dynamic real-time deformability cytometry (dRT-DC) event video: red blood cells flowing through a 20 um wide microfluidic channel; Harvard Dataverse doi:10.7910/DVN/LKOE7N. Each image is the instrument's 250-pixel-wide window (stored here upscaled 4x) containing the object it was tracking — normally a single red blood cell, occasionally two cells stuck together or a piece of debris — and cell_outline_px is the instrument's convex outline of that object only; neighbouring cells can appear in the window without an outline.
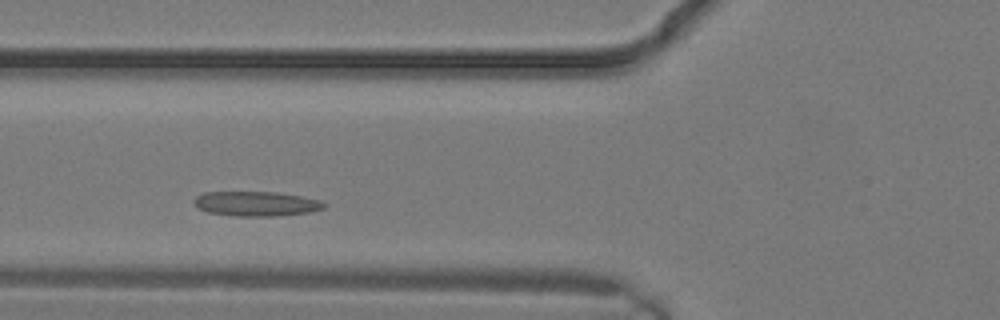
{"species": "common noctule bat (a hibernating species)", "species_latin": "Nyctalus noctula", "temperature_condition": "warm", "stored_images_in_passage": 9, "camera_frame_rate_fps": 3000, "um_per_image_px": 0.085, "animal": {"sex": "male", "body_mass_g": 19.2, "forearm_length_mm": 51.8}, "frame": {"image": 1, "passage_image": 6, "time_ms": 1.667, "image_size_px": [1000, 320], "cell_outline_px": [[328, 204], [324, 208], [308, 212], [276, 216], [236, 216], [208, 212], [200, 208], [192, 200], [196, 196], [204, 192], [276, 192], [300, 196], [320, 200]], "centroid_in_image_um": [21.79, 17.31], "position_along_channel_um": 104.0, "area_um2": 18.61}}
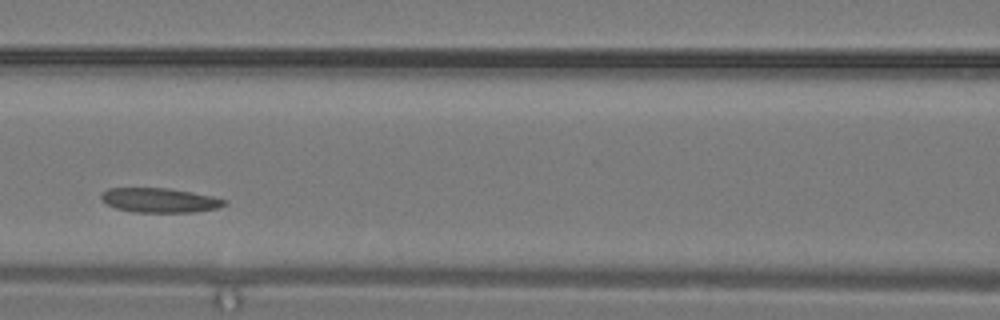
{"frame": {"image": 2, "passage_image": 8, "time_ms": 2.333, "image_size_px": [1000, 320], "cell_outline_px": [[228, 204], [216, 208], [192, 212], [132, 212], [116, 208], [108, 204], [100, 196], [100, 192], [108, 188], [168, 188], [192, 192], [212, 196], [228, 200]], "centroid_in_image_um": [13.58, 17.01], "position_along_channel_um": 153.0, "area_um2": 17.57}}